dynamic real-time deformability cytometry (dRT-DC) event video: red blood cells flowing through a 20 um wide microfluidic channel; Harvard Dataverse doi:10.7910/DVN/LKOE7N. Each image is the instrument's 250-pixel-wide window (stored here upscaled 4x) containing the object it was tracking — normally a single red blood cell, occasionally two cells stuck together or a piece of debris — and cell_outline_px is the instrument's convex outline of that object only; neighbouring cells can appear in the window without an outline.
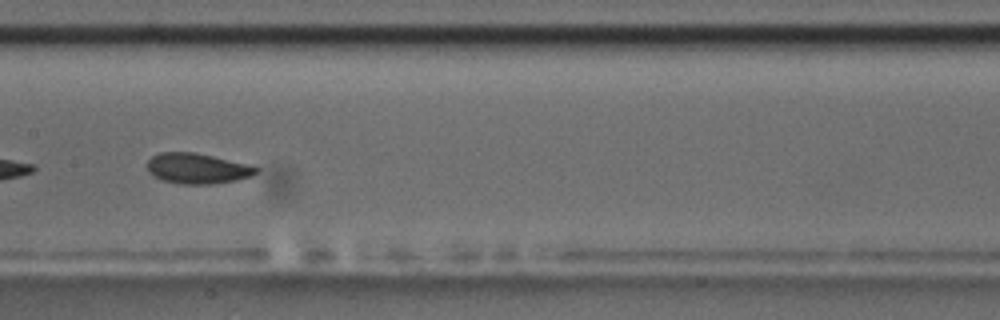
{"species": "common noctule bat (a hibernating species)", "species_latin": "Nyctalus noctula", "temperature_condition": "room temperature", "stored_images_in_passage": 9, "camera_frame_rate_fps": 3000, "um_per_image_px": 0.085, "animal": {"sex": "male", "body_mass_g": 17.5, "forearm_length_mm": 52.3}, "frame": {"image": 1, "passage_image": 7, "time_ms": 7.667, "image_size_px": [1000, 320], "cell_outline_px": [[260, 168], [252, 176], [236, 180], [212, 184], [180, 184], [160, 180], [148, 172], [148, 160], [152, 156], [160, 152], [196, 152], [252, 164]], "centroid_in_image_um": [16.8, 14.31], "position_along_channel_um": 190.6, "area_um2": 19.65}}
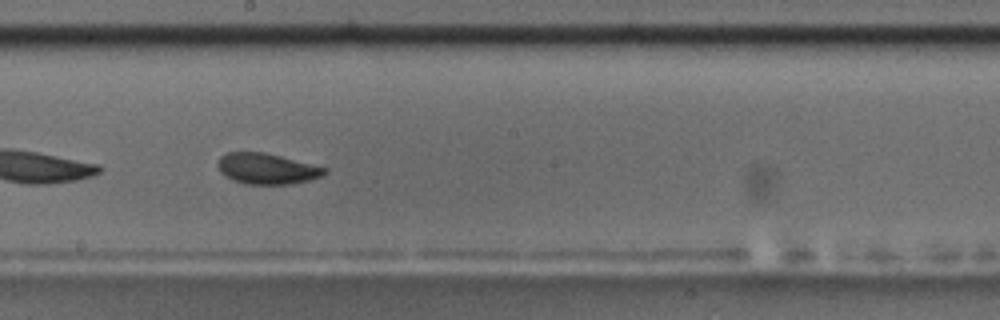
{"frame": {"image": 2, "passage_image": 8, "time_ms": 8.667, "image_size_px": [1000, 320], "cell_outline_px": [[328, 172], [320, 176], [308, 180], [288, 184], [244, 184], [232, 180], [220, 172], [216, 164], [220, 156], [228, 152], [264, 152], [328, 168]], "centroid_in_image_um": [22.64, 14.33], "position_along_channel_um": 225.6, "area_um2": 19.13}}